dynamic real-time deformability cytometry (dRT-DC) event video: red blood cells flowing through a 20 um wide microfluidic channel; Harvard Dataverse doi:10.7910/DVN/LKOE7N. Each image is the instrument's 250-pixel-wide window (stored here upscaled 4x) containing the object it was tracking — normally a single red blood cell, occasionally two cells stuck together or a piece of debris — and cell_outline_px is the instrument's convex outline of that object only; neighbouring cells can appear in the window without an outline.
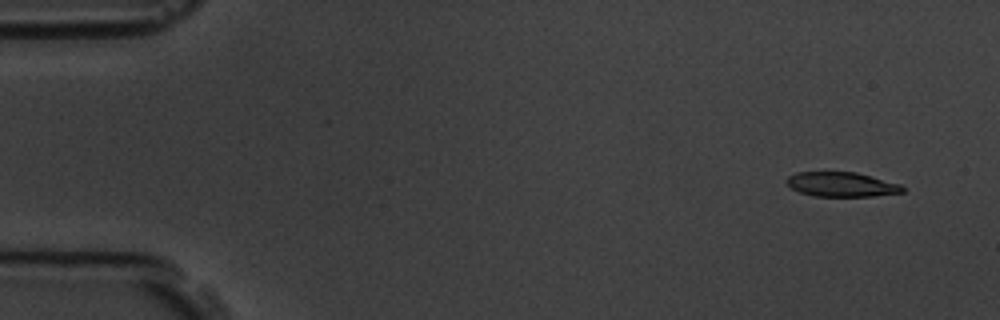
{"species": "common noctule bat (a hibernating species)", "species_latin": "Nyctalus noctula", "temperature_condition": "room temperature", "stored_images_in_passage": 5, "camera_frame_rate_fps": 3000, "um_per_image_px": 0.085, "animal": {"sex": "male", "body_mass_g": 19.5, "forearm_length_mm": 54.6}, "frame": {"image": 1, "passage_image": 1, "time_ms": 0.0, "image_size_px": [1000, 320], "cell_outline_px": [[904, 192], [872, 196], [816, 196], [800, 192], [792, 188], [784, 180], [788, 176], [796, 172], [856, 172], [900, 184], [904, 188]], "centroid_in_image_um": [71.51, 15.67], "position_along_channel_um": 13.5, "area_um2": 16.47}}
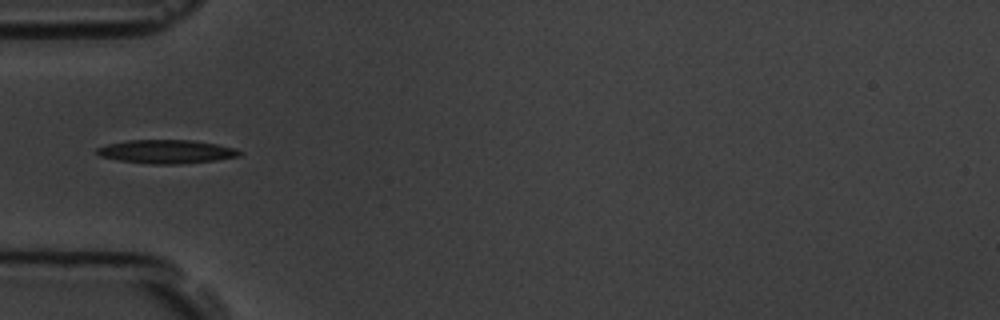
{"frame": {"image": 2, "passage_image": 5, "time_ms": 4.667, "image_size_px": [1000, 320], "cell_outline_px": [[240, 156], [216, 160], [180, 164], [152, 164], [120, 160], [100, 156], [96, 152], [96, 148], [108, 144], [128, 140], [192, 140], [216, 144], [236, 148], [240, 152]], "centroid_in_image_um": [14.15, 12.88], "position_along_channel_um": 70.8, "area_um2": 19.48}}